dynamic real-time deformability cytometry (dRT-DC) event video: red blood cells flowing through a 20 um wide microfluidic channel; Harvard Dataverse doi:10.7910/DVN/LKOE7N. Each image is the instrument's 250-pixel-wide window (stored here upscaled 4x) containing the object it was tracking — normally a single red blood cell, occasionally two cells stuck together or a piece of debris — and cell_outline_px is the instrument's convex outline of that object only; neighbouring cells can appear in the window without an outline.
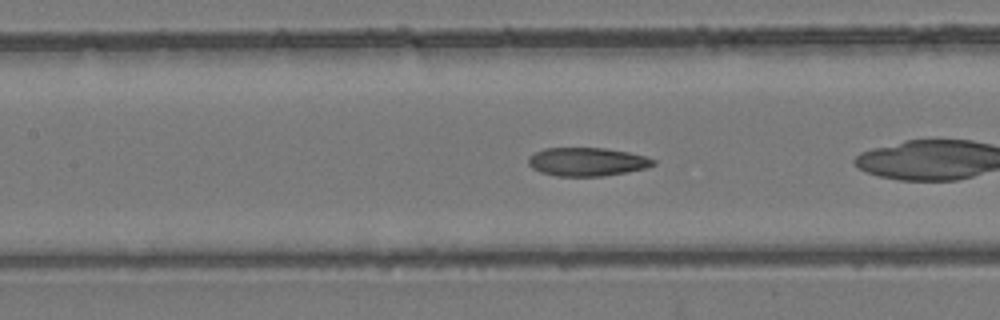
{"species": "common noctule bat (a hibernating species)", "species_latin": "Nyctalus noctula", "temperature_condition": "room temperature", "stored_images_in_passage": 33, "camera_frame_rate_fps": 3000, "um_per_image_px": 0.085, "animal": {"sex": "female", "body_mass_g": 24.6, "forearm_length_mm": 56.2}, "frame": {"image": 1, "passage_image": 6, "time_ms": 1.667, "image_size_px": [1000, 320], "cell_outline_px": [[656, 164], [648, 168], [604, 176], [556, 176], [540, 172], [532, 168], [528, 164], [528, 156], [544, 148], [604, 148], [628, 152], [644, 156], [656, 160]], "centroid_in_image_um": [49.9, 13.75], "position_along_channel_um": 157.5, "area_um2": 20.81}}
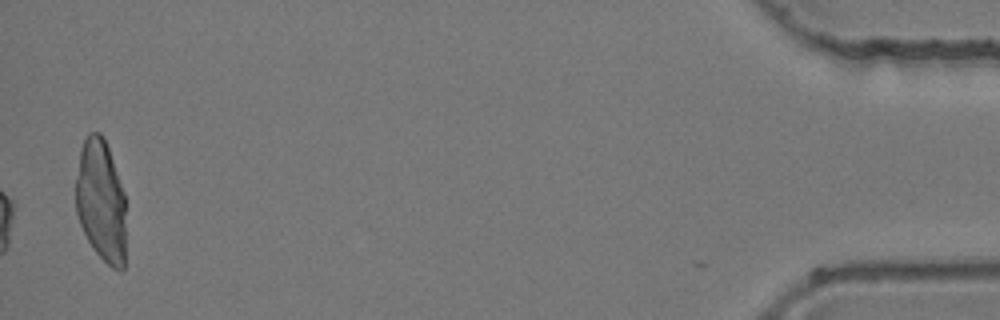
{"frame": {"image": 2, "passage_image": 33, "time_ms": 10.667, "image_size_px": [1000, 320], "cell_outline_px": [[124, 268], [120, 272], [112, 268], [96, 252], [88, 240], [80, 224], [76, 212], [76, 180], [80, 148], [88, 132], [100, 132], [104, 136], [108, 144], [124, 192]], "centroid_in_image_um": [8.57, 17.02], "position_along_channel_um": 426.6, "area_um2": 35.78}}